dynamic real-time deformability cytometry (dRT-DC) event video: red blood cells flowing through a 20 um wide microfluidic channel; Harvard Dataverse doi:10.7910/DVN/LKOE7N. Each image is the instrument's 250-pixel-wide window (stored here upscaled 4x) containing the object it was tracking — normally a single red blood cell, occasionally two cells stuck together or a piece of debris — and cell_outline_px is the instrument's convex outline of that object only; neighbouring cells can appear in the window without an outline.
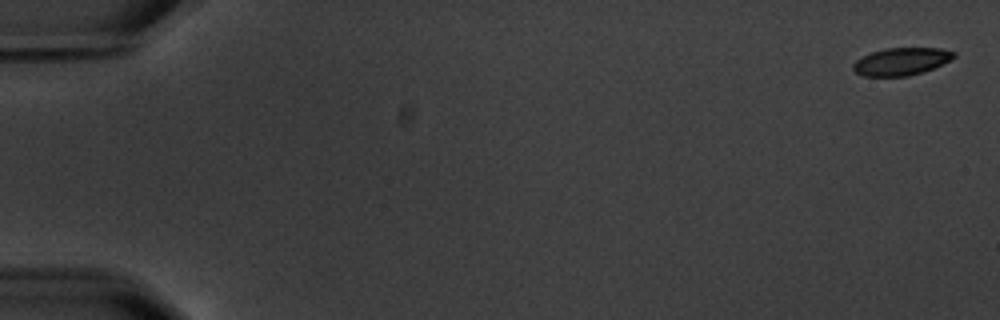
{"species": "common noctule bat (a hibernating species)", "species_latin": "Nyctalus noctula", "temperature_condition": "warm", "stored_images_in_passage": 5, "camera_frame_rate_fps": 3000, "um_per_image_px": 0.085, "animal": {"sex": "male", "body_mass_g": 20.1, "forearm_length_mm": 53.5}, "frame": {"image": 1, "passage_image": 1, "time_ms": 0.0, "image_size_px": [1000, 320], "cell_outline_px": [[956, 56], [932, 68], [908, 76], [860, 76], [852, 68], [852, 64], [856, 60], [872, 52], [884, 48], [940, 48], [956, 52]], "centroid_in_image_um": [76.57, 5.22], "position_along_channel_um": 8.4, "area_um2": 15.95}}
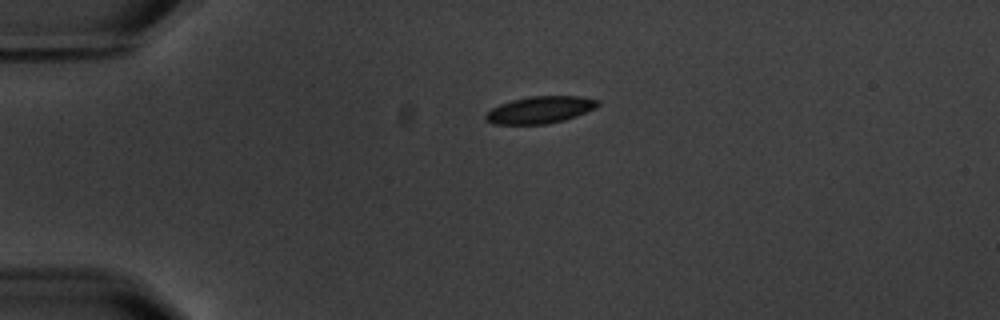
{"frame": {"image": 2, "passage_image": 4, "time_ms": 4.333, "image_size_px": [1000, 320], "cell_outline_px": [[600, 104], [596, 108], [576, 116], [564, 120], [548, 124], [492, 124], [484, 120], [484, 116], [492, 108], [500, 104], [512, 100], [528, 96], [580, 96], [600, 100]], "centroid_in_image_um": [45.91, 9.33], "position_along_channel_um": 39.1, "area_um2": 17.8}}